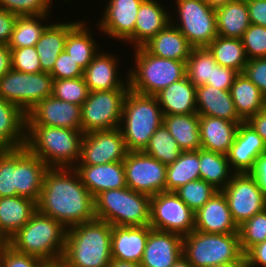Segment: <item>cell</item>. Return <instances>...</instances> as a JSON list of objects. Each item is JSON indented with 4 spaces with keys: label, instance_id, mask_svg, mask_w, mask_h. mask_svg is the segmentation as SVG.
Masks as SVG:
<instances>
[{
    "label": "cell",
    "instance_id": "13",
    "mask_svg": "<svg viewBox=\"0 0 266 267\" xmlns=\"http://www.w3.org/2000/svg\"><path fill=\"white\" fill-rule=\"evenodd\" d=\"M221 191L237 227L266 208V196L250 173H234Z\"/></svg>",
    "mask_w": 266,
    "mask_h": 267
},
{
    "label": "cell",
    "instance_id": "65",
    "mask_svg": "<svg viewBox=\"0 0 266 267\" xmlns=\"http://www.w3.org/2000/svg\"><path fill=\"white\" fill-rule=\"evenodd\" d=\"M42 267H65L61 261L58 262H46Z\"/></svg>",
    "mask_w": 266,
    "mask_h": 267
},
{
    "label": "cell",
    "instance_id": "36",
    "mask_svg": "<svg viewBox=\"0 0 266 267\" xmlns=\"http://www.w3.org/2000/svg\"><path fill=\"white\" fill-rule=\"evenodd\" d=\"M85 22L80 21L67 35L64 51L76 62L83 70L91 63L94 56L98 53L96 41L86 29Z\"/></svg>",
    "mask_w": 266,
    "mask_h": 267
},
{
    "label": "cell",
    "instance_id": "59",
    "mask_svg": "<svg viewBox=\"0 0 266 267\" xmlns=\"http://www.w3.org/2000/svg\"><path fill=\"white\" fill-rule=\"evenodd\" d=\"M12 69V54L8 44H0V78Z\"/></svg>",
    "mask_w": 266,
    "mask_h": 267
},
{
    "label": "cell",
    "instance_id": "18",
    "mask_svg": "<svg viewBox=\"0 0 266 267\" xmlns=\"http://www.w3.org/2000/svg\"><path fill=\"white\" fill-rule=\"evenodd\" d=\"M143 0H109L99 29L109 37L126 41L134 34L140 4Z\"/></svg>",
    "mask_w": 266,
    "mask_h": 267
},
{
    "label": "cell",
    "instance_id": "21",
    "mask_svg": "<svg viewBox=\"0 0 266 267\" xmlns=\"http://www.w3.org/2000/svg\"><path fill=\"white\" fill-rule=\"evenodd\" d=\"M194 230L217 234L238 233L222 191L215 193L194 213Z\"/></svg>",
    "mask_w": 266,
    "mask_h": 267
},
{
    "label": "cell",
    "instance_id": "30",
    "mask_svg": "<svg viewBox=\"0 0 266 267\" xmlns=\"http://www.w3.org/2000/svg\"><path fill=\"white\" fill-rule=\"evenodd\" d=\"M172 23L174 22H170L142 47L152 55L187 62L193 47Z\"/></svg>",
    "mask_w": 266,
    "mask_h": 267
},
{
    "label": "cell",
    "instance_id": "46",
    "mask_svg": "<svg viewBox=\"0 0 266 267\" xmlns=\"http://www.w3.org/2000/svg\"><path fill=\"white\" fill-rule=\"evenodd\" d=\"M16 149L0 150V198L16 196Z\"/></svg>",
    "mask_w": 266,
    "mask_h": 267
},
{
    "label": "cell",
    "instance_id": "52",
    "mask_svg": "<svg viewBox=\"0 0 266 267\" xmlns=\"http://www.w3.org/2000/svg\"><path fill=\"white\" fill-rule=\"evenodd\" d=\"M242 73L260 89L266 98V57L248 60Z\"/></svg>",
    "mask_w": 266,
    "mask_h": 267
},
{
    "label": "cell",
    "instance_id": "14",
    "mask_svg": "<svg viewBox=\"0 0 266 267\" xmlns=\"http://www.w3.org/2000/svg\"><path fill=\"white\" fill-rule=\"evenodd\" d=\"M126 185L149 196L165 191L167 165L143 151L128 152L123 160Z\"/></svg>",
    "mask_w": 266,
    "mask_h": 267
},
{
    "label": "cell",
    "instance_id": "9",
    "mask_svg": "<svg viewBox=\"0 0 266 267\" xmlns=\"http://www.w3.org/2000/svg\"><path fill=\"white\" fill-rule=\"evenodd\" d=\"M53 78L49 73H24L11 69L0 78V97L15 104L25 114L52 95Z\"/></svg>",
    "mask_w": 266,
    "mask_h": 267
},
{
    "label": "cell",
    "instance_id": "49",
    "mask_svg": "<svg viewBox=\"0 0 266 267\" xmlns=\"http://www.w3.org/2000/svg\"><path fill=\"white\" fill-rule=\"evenodd\" d=\"M12 69L24 73L41 72L40 58L35 46L11 49Z\"/></svg>",
    "mask_w": 266,
    "mask_h": 267
},
{
    "label": "cell",
    "instance_id": "47",
    "mask_svg": "<svg viewBox=\"0 0 266 267\" xmlns=\"http://www.w3.org/2000/svg\"><path fill=\"white\" fill-rule=\"evenodd\" d=\"M241 40L248 60L266 57V27L250 24Z\"/></svg>",
    "mask_w": 266,
    "mask_h": 267
},
{
    "label": "cell",
    "instance_id": "28",
    "mask_svg": "<svg viewBox=\"0 0 266 267\" xmlns=\"http://www.w3.org/2000/svg\"><path fill=\"white\" fill-rule=\"evenodd\" d=\"M26 114L0 97V150H13L26 144Z\"/></svg>",
    "mask_w": 266,
    "mask_h": 267
},
{
    "label": "cell",
    "instance_id": "38",
    "mask_svg": "<svg viewBox=\"0 0 266 267\" xmlns=\"http://www.w3.org/2000/svg\"><path fill=\"white\" fill-rule=\"evenodd\" d=\"M199 150L182 151L166 170L165 191H175L190 181L200 179Z\"/></svg>",
    "mask_w": 266,
    "mask_h": 267
},
{
    "label": "cell",
    "instance_id": "44",
    "mask_svg": "<svg viewBox=\"0 0 266 267\" xmlns=\"http://www.w3.org/2000/svg\"><path fill=\"white\" fill-rule=\"evenodd\" d=\"M52 95L59 100L82 106L88 98L89 89L83 77L53 79Z\"/></svg>",
    "mask_w": 266,
    "mask_h": 267
},
{
    "label": "cell",
    "instance_id": "29",
    "mask_svg": "<svg viewBox=\"0 0 266 267\" xmlns=\"http://www.w3.org/2000/svg\"><path fill=\"white\" fill-rule=\"evenodd\" d=\"M195 87L187 77L171 83L155 96L163 115L197 113Z\"/></svg>",
    "mask_w": 266,
    "mask_h": 267
},
{
    "label": "cell",
    "instance_id": "63",
    "mask_svg": "<svg viewBox=\"0 0 266 267\" xmlns=\"http://www.w3.org/2000/svg\"><path fill=\"white\" fill-rule=\"evenodd\" d=\"M171 267H193L183 256H181Z\"/></svg>",
    "mask_w": 266,
    "mask_h": 267
},
{
    "label": "cell",
    "instance_id": "48",
    "mask_svg": "<svg viewBox=\"0 0 266 267\" xmlns=\"http://www.w3.org/2000/svg\"><path fill=\"white\" fill-rule=\"evenodd\" d=\"M52 0H0V7L18 16L48 14Z\"/></svg>",
    "mask_w": 266,
    "mask_h": 267
},
{
    "label": "cell",
    "instance_id": "55",
    "mask_svg": "<svg viewBox=\"0 0 266 267\" xmlns=\"http://www.w3.org/2000/svg\"><path fill=\"white\" fill-rule=\"evenodd\" d=\"M250 23L266 27V0H246Z\"/></svg>",
    "mask_w": 266,
    "mask_h": 267
},
{
    "label": "cell",
    "instance_id": "37",
    "mask_svg": "<svg viewBox=\"0 0 266 267\" xmlns=\"http://www.w3.org/2000/svg\"><path fill=\"white\" fill-rule=\"evenodd\" d=\"M199 161L200 179L213 185L217 190L221 191L231 181L234 172H231L232 169L225 154L201 148Z\"/></svg>",
    "mask_w": 266,
    "mask_h": 267
},
{
    "label": "cell",
    "instance_id": "56",
    "mask_svg": "<svg viewBox=\"0 0 266 267\" xmlns=\"http://www.w3.org/2000/svg\"><path fill=\"white\" fill-rule=\"evenodd\" d=\"M247 267H266V240L253 246L245 254Z\"/></svg>",
    "mask_w": 266,
    "mask_h": 267
},
{
    "label": "cell",
    "instance_id": "25",
    "mask_svg": "<svg viewBox=\"0 0 266 267\" xmlns=\"http://www.w3.org/2000/svg\"><path fill=\"white\" fill-rule=\"evenodd\" d=\"M156 0H143L137 14L134 34L127 40L142 47L173 20ZM171 18V19H170Z\"/></svg>",
    "mask_w": 266,
    "mask_h": 267
},
{
    "label": "cell",
    "instance_id": "64",
    "mask_svg": "<svg viewBox=\"0 0 266 267\" xmlns=\"http://www.w3.org/2000/svg\"><path fill=\"white\" fill-rule=\"evenodd\" d=\"M212 267H247V262H234V263H227L222 265H215Z\"/></svg>",
    "mask_w": 266,
    "mask_h": 267
},
{
    "label": "cell",
    "instance_id": "62",
    "mask_svg": "<svg viewBox=\"0 0 266 267\" xmlns=\"http://www.w3.org/2000/svg\"><path fill=\"white\" fill-rule=\"evenodd\" d=\"M9 246L10 238L2 230H0V257L5 253Z\"/></svg>",
    "mask_w": 266,
    "mask_h": 267
},
{
    "label": "cell",
    "instance_id": "31",
    "mask_svg": "<svg viewBox=\"0 0 266 267\" xmlns=\"http://www.w3.org/2000/svg\"><path fill=\"white\" fill-rule=\"evenodd\" d=\"M79 22L48 24L35 45L40 58L41 72H51L58 56L64 50L68 33Z\"/></svg>",
    "mask_w": 266,
    "mask_h": 267
},
{
    "label": "cell",
    "instance_id": "3",
    "mask_svg": "<svg viewBox=\"0 0 266 267\" xmlns=\"http://www.w3.org/2000/svg\"><path fill=\"white\" fill-rule=\"evenodd\" d=\"M83 134L69 128L27 125L25 147L48 168H74L80 159Z\"/></svg>",
    "mask_w": 266,
    "mask_h": 267
},
{
    "label": "cell",
    "instance_id": "27",
    "mask_svg": "<svg viewBox=\"0 0 266 267\" xmlns=\"http://www.w3.org/2000/svg\"><path fill=\"white\" fill-rule=\"evenodd\" d=\"M196 106L198 115L218 117L232 122L244 121L237 113L229 90H221L206 84L198 86Z\"/></svg>",
    "mask_w": 266,
    "mask_h": 267
},
{
    "label": "cell",
    "instance_id": "11",
    "mask_svg": "<svg viewBox=\"0 0 266 267\" xmlns=\"http://www.w3.org/2000/svg\"><path fill=\"white\" fill-rule=\"evenodd\" d=\"M181 24H172L188 40L193 48L207 47L218 35L216 14L205 0H177Z\"/></svg>",
    "mask_w": 266,
    "mask_h": 267
},
{
    "label": "cell",
    "instance_id": "15",
    "mask_svg": "<svg viewBox=\"0 0 266 267\" xmlns=\"http://www.w3.org/2000/svg\"><path fill=\"white\" fill-rule=\"evenodd\" d=\"M128 150L120 127L83 134L76 165H98L123 161Z\"/></svg>",
    "mask_w": 266,
    "mask_h": 267
},
{
    "label": "cell",
    "instance_id": "7",
    "mask_svg": "<svg viewBox=\"0 0 266 267\" xmlns=\"http://www.w3.org/2000/svg\"><path fill=\"white\" fill-rule=\"evenodd\" d=\"M182 256L193 267L246 262L239 233L217 234L194 230L183 237Z\"/></svg>",
    "mask_w": 266,
    "mask_h": 267
},
{
    "label": "cell",
    "instance_id": "4",
    "mask_svg": "<svg viewBox=\"0 0 266 267\" xmlns=\"http://www.w3.org/2000/svg\"><path fill=\"white\" fill-rule=\"evenodd\" d=\"M66 230L60 222L37 210L29 221L10 237V246L44 262H58L64 253Z\"/></svg>",
    "mask_w": 266,
    "mask_h": 267
},
{
    "label": "cell",
    "instance_id": "41",
    "mask_svg": "<svg viewBox=\"0 0 266 267\" xmlns=\"http://www.w3.org/2000/svg\"><path fill=\"white\" fill-rule=\"evenodd\" d=\"M143 152L160 161L162 164L169 165L178 159L182 150L176 143L174 137L169 133V130L162 123L150 138Z\"/></svg>",
    "mask_w": 266,
    "mask_h": 267
},
{
    "label": "cell",
    "instance_id": "22",
    "mask_svg": "<svg viewBox=\"0 0 266 267\" xmlns=\"http://www.w3.org/2000/svg\"><path fill=\"white\" fill-rule=\"evenodd\" d=\"M82 184L95 198L99 193L127 187L123 161L98 164L76 165Z\"/></svg>",
    "mask_w": 266,
    "mask_h": 267
},
{
    "label": "cell",
    "instance_id": "17",
    "mask_svg": "<svg viewBox=\"0 0 266 267\" xmlns=\"http://www.w3.org/2000/svg\"><path fill=\"white\" fill-rule=\"evenodd\" d=\"M266 151V144L247 122L239 123L234 143L226 154L234 173H249L256 159Z\"/></svg>",
    "mask_w": 266,
    "mask_h": 267
},
{
    "label": "cell",
    "instance_id": "10",
    "mask_svg": "<svg viewBox=\"0 0 266 267\" xmlns=\"http://www.w3.org/2000/svg\"><path fill=\"white\" fill-rule=\"evenodd\" d=\"M129 89L89 92L81 106V130L84 134L120 127L123 104Z\"/></svg>",
    "mask_w": 266,
    "mask_h": 267
},
{
    "label": "cell",
    "instance_id": "50",
    "mask_svg": "<svg viewBox=\"0 0 266 267\" xmlns=\"http://www.w3.org/2000/svg\"><path fill=\"white\" fill-rule=\"evenodd\" d=\"M83 71L69 54L63 50L49 74L53 79H73L83 77Z\"/></svg>",
    "mask_w": 266,
    "mask_h": 267
},
{
    "label": "cell",
    "instance_id": "24",
    "mask_svg": "<svg viewBox=\"0 0 266 267\" xmlns=\"http://www.w3.org/2000/svg\"><path fill=\"white\" fill-rule=\"evenodd\" d=\"M114 56V57H113ZM118 59L115 55L100 53L96 54L91 63L83 71V78L89 92L106 91L115 89H130L127 81L118 78Z\"/></svg>",
    "mask_w": 266,
    "mask_h": 267
},
{
    "label": "cell",
    "instance_id": "16",
    "mask_svg": "<svg viewBox=\"0 0 266 267\" xmlns=\"http://www.w3.org/2000/svg\"><path fill=\"white\" fill-rule=\"evenodd\" d=\"M27 125L81 130V106L59 100L53 95L40 101L27 114Z\"/></svg>",
    "mask_w": 266,
    "mask_h": 267
},
{
    "label": "cell",
    "instance_id": "45",
    "mask_svg": "<svg viewBox=\"0 0 266 267\" xmlns=\"http://www.w3.org/2000/svg\"><path fill=\"white\" fill-rule=\"evenodd\" d=\"M240 245L244 254L266 240V208L238 227Z\"/></svg>",
    "mask_w": 266,
    "mask_h": 267
},
{
    "label": "cell",
    "instance_id": "35",
    "mask_svg": "<svg viewBox=\"0 0 266 267\" xmlns=\"http://www.w3.org/2000/svg\"><path fill=\"white\" fill-rule=\"evenodd\" d=\"M163 124L182 151L201 149L199 115L197 113L163 115Z\"/></svg>",
    "mask_w": 266,
    "mask_h": 267
},
{
    "label": "cell",
    "instance_id": "32",
    "mask_svg": "<svg viewBox=\"0 0 266 267\" xmlns=\"http://www.w3.org/2000/svg\"><path fill=\"white\" fill-rule=\"evenodd\" d=\"M37 211V202L22 196L0 198V230L9 238Z\"/></svg>",
    "mask_w": 266,
    "mask_h": 267
},
{
    "label": "cell",
    "instance_id": "57",
    "mask_svg": "<svg viewBox=\"0 0 266 267\" xmlns=\"http://www.w3.org/2000/svg\"><path fill=\"white\" fill-rule=\"evenodd\" d=\"M249 173L256 179L258 186L266 196V151L256 159L254 167Z\"/></svg>",
    "mask_w": 266,
    "mask_h": 267
},
{
    "label": "cell",
    "instance_id": "54",
    "mask_svg": "<svg viewBox=\"0 0 266 267\" xmlns=\"http://www.w3.org/2000/svg\"><path fill=\"white\" fill-rule=\"evenodd\" d=\"M17 17L18 15L0 7V44L10 42Z\"/></svg>",
    "mask_w": 266,
    "mask_h": 267
},
{
    "label": "cell",
    "instance_id": "1",
    "mask_svg": "<svg viewBox=\"0 0 266 267\" xmlns=\"http://www.w3.org/2000/svg\"><path fill=\"white\" fill-rule=\"evenodd\" d=\"M37 210L66 229L95 219L94 197L74 168H48L43 177Z\"/></svg>",
    "mask_w": 266,
    "mask_h": 267
},
{
    "label": "cell",
    "instance_id": "40",
    "mask_svg": "<svg viewBox=\"0 0 266 267\" xmlns=\"http://www.w3.org/2000/svg\"><path fill=\"white\" fill-rule=\"evenodd\" d=\"M47 16V14L18 16L8 47L10 49H18L35 46L48 26L47 24L42 25L40 20L44 22Z\"/></svg>",
    "mask_w": 266,
    "mask_h": 267
},
{
    "label": "cell",
    "instance_id": "5",
    "mask_svg": "<svg viewBox=\"0 0 266 267\" xmlns=\"http://www.w3.org/2000/svg\"><path fill=\"white\" fill-rule=\"evenodd\" d=\"M120 130L127 150L143 151L154 132L163 123V113L156 96L129 89L124 99ZM124 127H123V126ZM122 127V128H121Z\"/></svg>",
    "mask_w": 266,
    "mask_h": 267
},
{
    "label": "cell",
    "instance_id": "20",
    "mask_svg": "<svg viewBox=\"0 0 266 267\" xmlns=\"http://www.w3.org/2000/svg\"><path fill=\"white\" fill-rule=\"evenodd\" d=\"M48 166L25 146L16 149V196L38 202Z\"/></svg>",
    "mask_w": 266,
    "mask_h": 267
},
{
    "label": "cell",
    "instance_id": "51",
    "mask_svg": "<svg viewBox=\"0 0 266 267\" xmlns=\"http://www.w3.org/2000/svg\"><path fill=\"white\" fill-rule=\"evenodd\" d=\"M45 263L40 258L18 252L11 246L0 257V267H42Z\"/></svg>",
    "mask_w": 266,
    "mask_h": 267
},
{
    "label": "cell",
    "instance_id": "6",
    "mask_svg": "<svg viewBox=\"0 0 266 267\" xmlns=\"http://www.w3.org/2000/svg\"><path fill=\"white\" fill-rule=\"evenodd\" d=\"M150 199L128 187L101 192L94 198L95 218L111 226L150 225Z\"/></svg>",
    "mask_w": 266,
    "mask_h": 267
},
{
    "label": "cell",
    "instance_id": "19",
    "mask_svg": "<svg viewBox=\"0 0 266 267\" xmlns=\"http://www.w3.org/2000/svg\"><path fill=\"white\" fill-rule=\"evenodd\" d=\"M183 237L176 233L151 229L140 265L171 267L182 256Z\"/></svg>",
    "mask_w": 266,
    "mask_h": 267
},
{
    "label": "cell",
    "instance_id": "26",
    "mask_svg": "<svg viewBox=\"0 0 266 267\" xmlns=\"http://www.w3.org/2000/svg\"><path fill=\"white\" fill-rule=\"evenodd\" d=\"M239 123L242 122L199 115L201 148L226 155L234 143Z\"/></svg>",
    "mask_w": 266,
    "mask_h": 267
},
{
    "label": "cell",
    "instance_id": "12",
    "mask_svg": "<svg viewBox=\"0 0 266 267\" xmlns=\"http://www.w3.org/2000/svg\"><path fill=\"white\" fill-rule=\"evenodd\" d=\"M194 213L174 191L151 196L150 227L182 237L194 231Z\"/></svg>",
    "mask_w": 266,
    "mask_h": 267
},
{
    "label": "cell",
    "instance_id": "39",
    "mask_svg": "<svg viewBox=\"0 0 266 267\" xmlns=\"http://www.w3.org/2000/svg\"><path fill=\"white\" fill-rule=\"evenodd\" d=\"M207 48L217 64L232 68L239 73L243 72L248 62L241 39L217 36Z\"/></svg>",
    "mask_w": 266,
    "mask_h": 267
},
{
    "label": "cell",
    "instance_id": "58",
    "mask_svg": "<svg viewBox=\"0 0 266 267\" xmlns=\"http://www.w3.org/2000/svg\"><path fill=\"white\" fill-rule=\"evenodd\" d=\"M247 122L253 127L256 133L266 144V108L251 116Z\"/></svg>",
    "mask_w": 266,
    "mask_h": 267
},
{
    "label": "cell",
    "instance_id": "23",
    "mask_svg": "<svg viewBox=\"0 0 266 267\" xmlns=\"http://www.w3.org/2000/svg\"><path fill=\"white\" fill-rule=\"evenodd\" d=\"M151 229L149 225L112 226V258L140 264Z\"/></svg>",
    "mask_w": 266,
    "mask_h": 267
},
{
    "label": "cell",
    "instance_id": "43",
    "mask_svg": "<svg viewBox=\"0 0 266 267\" xmlns=\"http://www.w3.org/2000/svg\"><path fill=\"white\" fill-rule=\"evenodd\" d=\"M218 191L213 185L198 179L180 186L174 192L193 212H196Z\"/></svg>",
    "mask_w": 266,
    "mask_h": 267
},
{
    "label": "cell",
    "instance_id": "2",
    "mask_svg": "<svg viewBox=\"0 0 266 267\" xmlns=\"http://www.w3.org/2000/svg\"><path fill=\"white\" fill-rule=\"evenodd\" d=\"M111 235L112 226L96 218L68 228L61 262L65 267H108Z\"/></svg>",
    "mask_w": 266,
    "mask_h": 267
},
{
    "label": "cell",
    "instance_id": "60",
    "mask_svg": "<svg viewBox=\"0 0 266 267\" xmlns=\"http://www.w3.org/2000/svg\"><path fill=\"white\" fill-rule=\"evenodd\" d=\"M108 267H142V266L139 263H135L131 261H122V260L112 258Z\"/></svg>",
    "mask_w": 266,
    "mask_h": 267
},
{
    "label": "cell",
    "instance_id": "53",
    "mask_svg": "<svg viewBox=\"0 0 266 267\" xmlns=\"http://www.w3.org/2000/svg\"><path fill=\"white\" fill-rule=\"evenodd\" d=\"M239 72L229 67H223L217 64L213 67L211 80L206 85L214 86L221 90H230Z\"/></svg>",
    "mask_w": 266,
    "mask_h": 267
},
{
    "label": "cell",
    "instance_id": "34",
    "mask_svg": "<svg viewBox=\"0 0 266 267\" xmlns=\"http://www.w3.org/2000/svg\"><path fill=\"white\" fill-rule=\"evenodd\" d=\"M229 91L237 113L244 121L266 108V98L243 73H239Z\"/></svg>",
    "mask_w": 266,
    "mask_h": 267
},
{
    "label": "cell",
    "instance_id": "42",
    "mask_svg": "<svg viewBox=\"0 0 266 267\" xmlns=\"http://www.w3.org/2000/svg\"><path fill=\"white\" fill-rule=\"evenodd\" d=\"M216 65L217 62L207 47L193 48L186 62V77L195 87L205 85L211 80Z\"/></svg>",
    "mask_w": 266,
    "mask_h": 267
},
{
    "label": "cell",
    "instance_id": "8",
    "mask_svg": "<svg viewBox=\"0 0 266 267\" xmlns=\"http://www.w3.org/2000/svg\"><path fill=\"white\" fill-rule=\"evenodd\" d=\"M134 50L136 65L128 75L130 90L155 96L171 83L186 77V62L152 55L143 47H137Z\"/></svg>",
    "mask_w": 266,
    "mask_h": 267
},
{
    "label": "cell",
    "instance_id": "61",
    "mask_svg": "<svg viewBox=\"0 0 266 267\" xmlns=\"http://www.w3.org/2000/svg\"><path fill=\"white\" fill-rule=\"evenodd\" d=\"M231 1L232 0H205L207 5L214 11L223 8L227 3Z\"/></svg>",
    "mask_w": 266,
    "mask_h": 267
},
{
    "label": "cell",
    "instance_id": "33",
    "mask_svg": "<svg viewBox=\"0 0 266 267\" xmlns=\"http://www.w3.org/2000/svg\"><path fill=\"white\" fill-rule=\"evenodd\" d=\"M217 35L241 39L250 23L246 0H232L215 11Z\"/></svg>",
    "mask_w": 266,
    "mask_h": 267
}]
</instances>
